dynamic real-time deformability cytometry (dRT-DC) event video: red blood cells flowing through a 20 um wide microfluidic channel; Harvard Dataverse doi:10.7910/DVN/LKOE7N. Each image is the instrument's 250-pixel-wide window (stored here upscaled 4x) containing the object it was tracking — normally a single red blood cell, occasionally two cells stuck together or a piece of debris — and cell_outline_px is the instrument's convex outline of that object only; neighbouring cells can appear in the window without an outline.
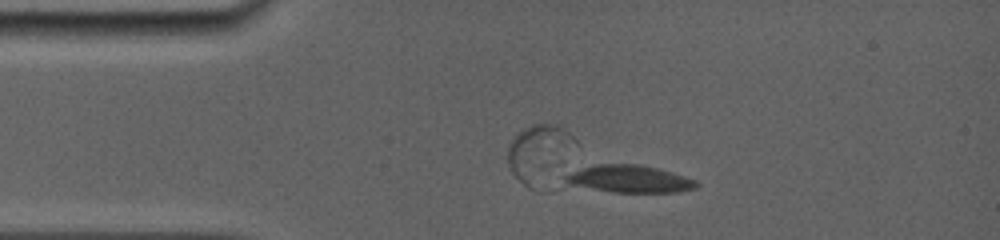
{"species": "common noctule bat (a hibernating species)", "species_latin": "Nyctalus noctula", "temperature_condition": "room temperature", "stored_images_in_passage": 24, "camera_frame_rate_fps": 5000, "um_per_image_px": 0.085, "animal": {"sex": "female", "body_mass_g": 19.0, "forearm_length_mm": 56.7}, "frame": {"image": 1, "passage_image": 1, "time_ms": 0.0, "image_size_px": [1000, 240], "cell_outline_px": [[700, 184], [696, 188], [676, 192], [616, 192], [572, 184], [540, 168], [540, 164], [560, 160], [640, 164], [672, 172], [696, 180]], "centroid_in_image_um": [52.64, 15.02], "position_along_channel_um": 32.4, "area_um2": 24.85}}
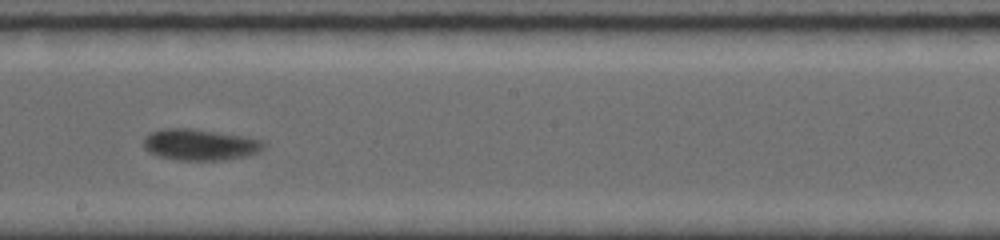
{"frame": {"image": 2, "passage_image": 14, "time_ms": 6.2, "image_size_px": [1000, 240], "cell_outline_px": [[268, 144], [264, 148], [248, 156], [220, 160], [176, 160], [156, 156], [148, 152], [144, 148], [144, 136], [160, 128], [192, 128], [244, 136], [264, 140]], "centroid_in_image_um": [16.99, 12.29], "position_along_channel_um": 231.2, "area_um2": 22.2}}
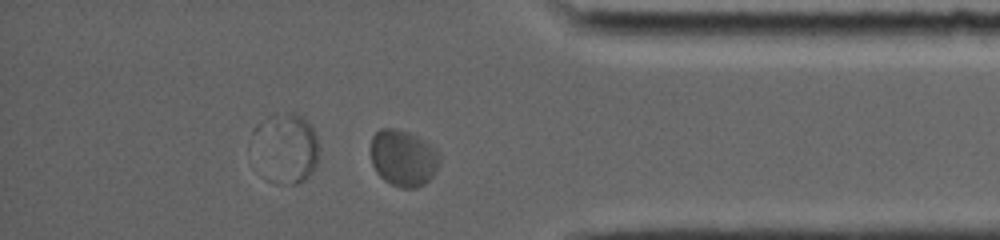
{"frame": {"image": 3, "passage_image": 24, "time_ms": 10.8, "image_size_px": [1000, 240], "cell_outline_px": [[440, 164], [436, 172], [424, 184], [416, 188], [400, 188], [384, 180], [376, 172], [372, 164], [372, 136], [380, 128], [396, 128], [408, 132], [424, 140], [436, 148], [440, 152]], "centroid_in_image_um": [34.31, 13.43], "position_along_channel_um": 400.9, "area_um2": 22.83}, "authors_computed_cell_mechanics": {"area_um2": 21.4727, "velocity_mm_per_s": 3.8123, "shape_relaxation_time_tau1_ms": 6.3796, "shape_relaxation_time_tau2_ms": null, "deformation_change_tau1": 0.1481, "deformation_change_tau2": null}}